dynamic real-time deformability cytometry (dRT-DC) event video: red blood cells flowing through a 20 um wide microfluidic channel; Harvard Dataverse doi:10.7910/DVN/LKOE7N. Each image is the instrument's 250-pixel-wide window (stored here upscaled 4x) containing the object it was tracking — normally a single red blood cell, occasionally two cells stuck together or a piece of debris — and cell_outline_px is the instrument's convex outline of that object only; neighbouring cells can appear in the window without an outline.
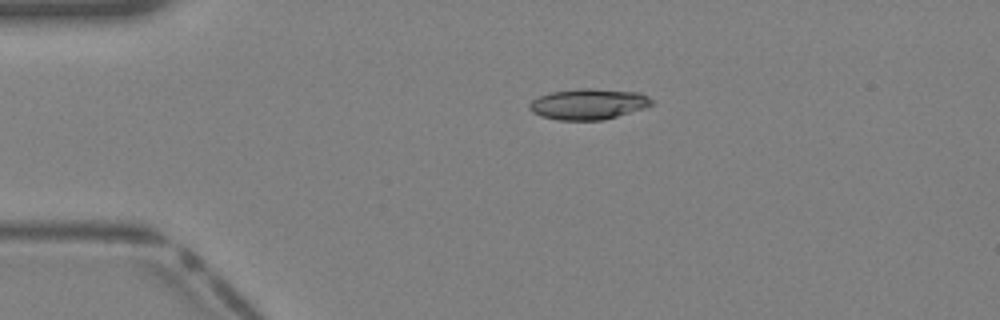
{"species": "Egyptian fruit bat (a non-hibernating species)", "species_latin": "Rousettus aegyptiacus", "temperature_condition": "warm", "stored_images_in_passage": 37, "camera_frame_rate_fps": 3000, "um_per_image_px": 0.085, "animal": {"sex": "female"}, "frame": {"image": 1, "passage_image": 6, "time_ms": 1.667, "image_size_px": [1000, 320], "cell_outline_px": [[652, 104], [644, 108], [604, 120], [556, 120], [540, 116], [532, 112], [528, 108], [528, 104], [532, 100], [540, 96], [552, 92], [580, 88], [596, 88], [640, 92], [648, 96], [652, 100]], "centroid_in_image_um": [50.0, 8.84], "position_along_channel_um": 35.0, "area_um2": 22.08}}
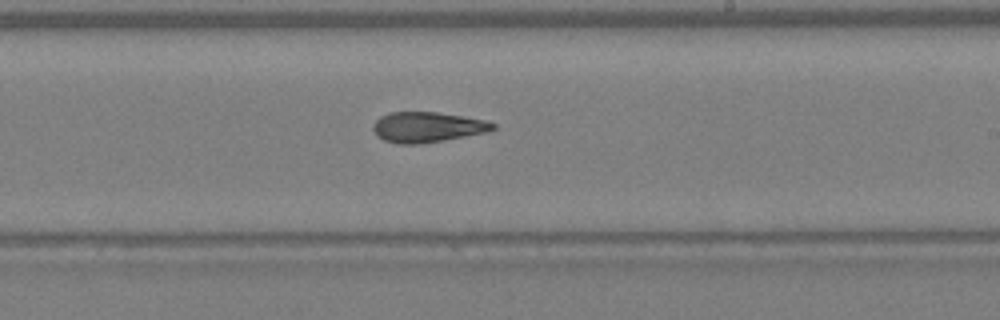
{"frame": {"image": 2, "passage_image": 21, "time_ms": 6.667, "image_size_px": [1000, 320], "cell_outline_px": [[496, 128], [488, 132], [444, 140], [416, 144], [396, 144], [384, 140], [376, 136], [372, 128], [372, 124], [380, 116], [392, 112], [436, 112], [484, 120], [496, 124]], "centroid_in_image_um": [36.28, 10.81], "position_along_channel_um": 252.7, "area_um2": 21.15}}
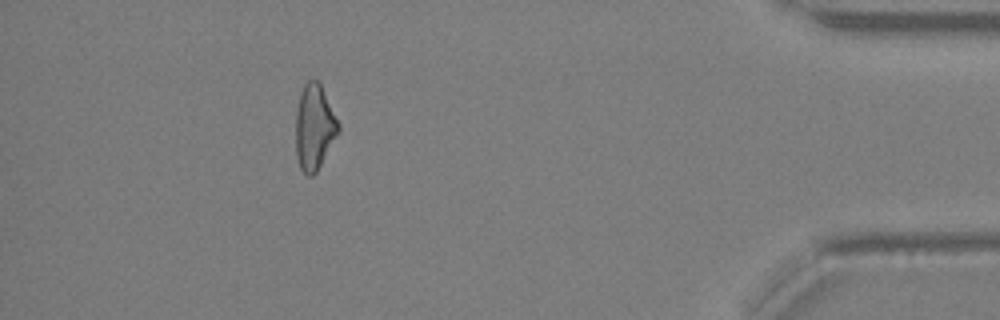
{"frame": {"image": 3, "passage_image": 33, "time_ms": 10.667, "image_size_px": [1000, 320], "cell_outline_px": [[340, 132], [316, 172], [312, 176], [308, 176], [300, 168], [296, 156], [296, 112], [300, 92], [304, 84], [308, 80], [316, 80], [320, 84], [340, 124]], "centroid_in_image_um": [26.72, 10.82], "position_along_channel_um": 408.5, "area_um2": 21.21}}